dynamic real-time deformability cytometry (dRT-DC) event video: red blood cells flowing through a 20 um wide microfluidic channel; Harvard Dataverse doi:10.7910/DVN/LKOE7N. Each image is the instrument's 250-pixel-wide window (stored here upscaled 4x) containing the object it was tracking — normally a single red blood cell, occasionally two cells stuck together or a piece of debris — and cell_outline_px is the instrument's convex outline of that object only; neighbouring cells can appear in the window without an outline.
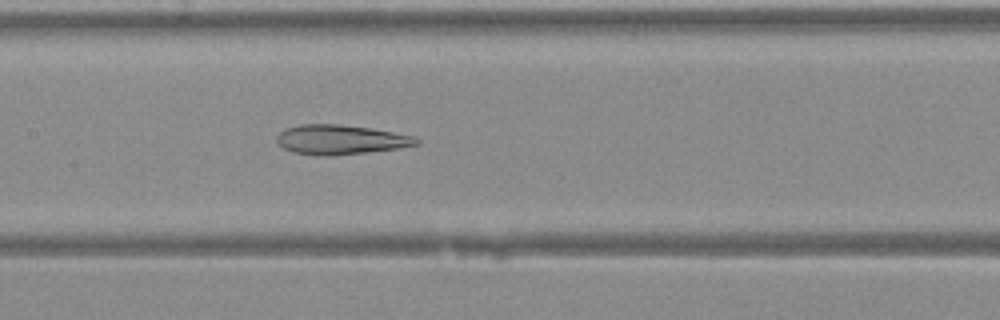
{"species": "Egyptian fruit bat (a non-hibernating species)", "species_latin": "Rousettus aegyptiacus", "temperature_condition": "warm", "stored_images_in_passage": 29, "camera_frame_rate_fps": 3000, "um_per_image_px": 0.085, "animal": {"sex": "female"}, "frame": {"image": 1, "passage_image": 10, "time_ms": 3.0, "image_size_px": [1000, 320], "cell_outline_px": [[420, 144], [396, 148], [364, 152], [328, 156], [292, 152], [284, 148], [276, 140], [276, 136], [284, 128], [300, 124], [336, 124], [368, 128], [416, 136], [420, 140]], "centroid_in_image_um": [28.92, 11.86], "position_along_channel_um": 178.5, "area_um2": 23.76}}
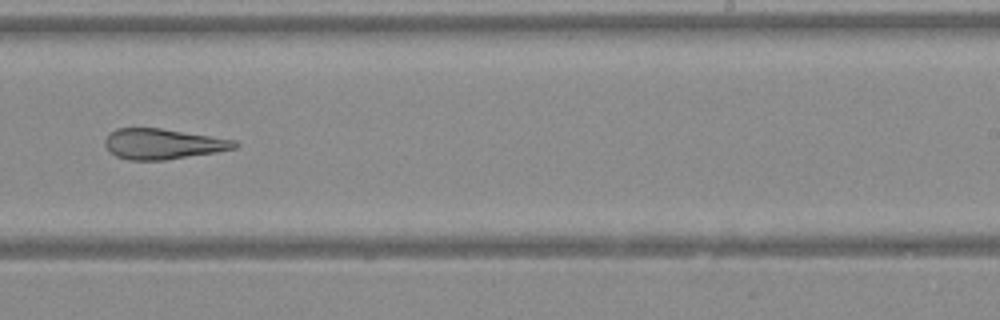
{"frame": {"image": 2, "passage_image": 16, "time_ms": 5.0, "image_size_px": [1000, 320], "cell_outline_px": [[236, 148], [164, 160], [128, 160], [116, 156], [104, 144], [104, 140], [108, 132], [116, 128], [160, 128], [236, 140]], "centroid_in_image_um": [13.77, 12.22], "position_along_channel_um": 275.2, "area_um2": 22.72}}
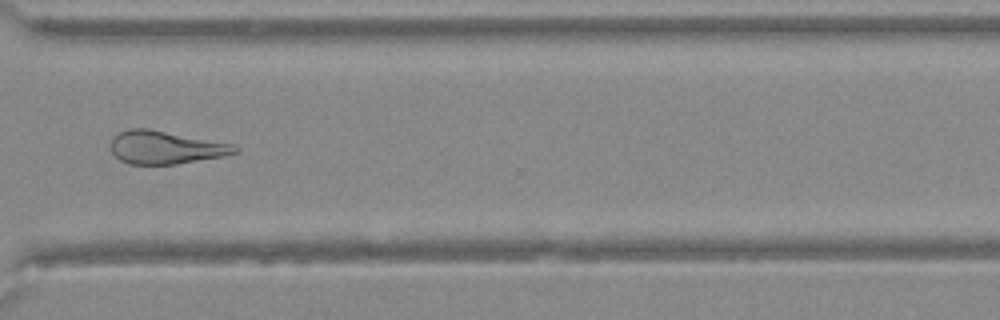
{"frame": {"image": 3, "passage_image": 21, "time_ms": 6.667, "image_size_px": [1000, 320], "cell_outline_px": [[240, 152], [220, 156], [176, 164], [128, 164], [120, 160], [112, 152], [108, 144], [112, 136], [120, 132], [132, 128], [148, 128], [232, 144], [240, 148]], "centroid_in_image_um": [14.01, 12.52], "position_along_channel_um": 356.6, "area_um2": 23.81}}